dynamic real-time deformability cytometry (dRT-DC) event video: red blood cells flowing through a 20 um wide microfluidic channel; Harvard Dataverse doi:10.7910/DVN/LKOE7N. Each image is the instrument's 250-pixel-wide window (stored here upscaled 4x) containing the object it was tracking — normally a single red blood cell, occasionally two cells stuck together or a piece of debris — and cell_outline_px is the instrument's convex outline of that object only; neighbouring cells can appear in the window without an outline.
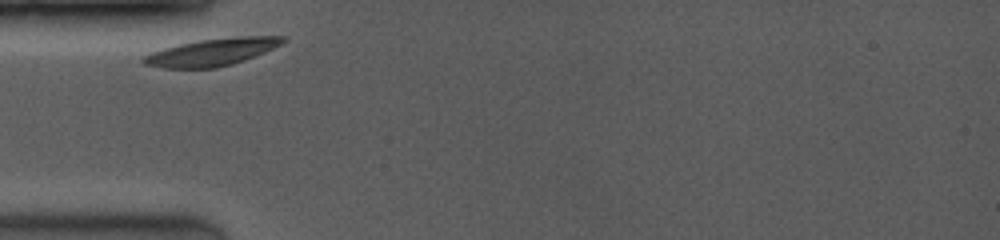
{"species": "common noctule bat (a hibernating species)", "species_latin": "Nyctalus noctula", "temperature_condition": "room temperature", "stored_images_in_passage": 5, "camera_frame_rate_fps": 3500, "um_per_image_px": 0.085, "animal": {"sex": "female", "body_mass_g": 19.0, "forearm_length_mm": 53.3}, "frame": {"image": 1, "passage_image": 1, "time_ms": 0.0, "image_size_px": [1000, 240], "cell_outline_px": [[288, 40], [264, 52], [244, 60], [232, 64], [216, 68], [160, 68], [144, 64], [140, 60], [140, 56], [164, 48], [180, 44], [200, 40], [236, 36], [288, 36]], "centroid_in_image_um": [17.99, 4.43], "position_along_channel_um": 67.0, "area_um2": 22.2}}
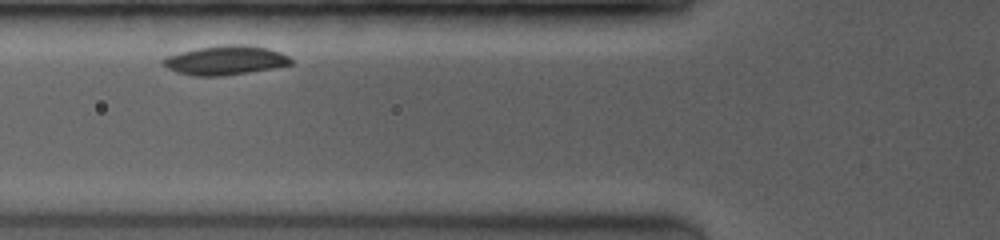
{"frame": {"image": 2, "passage_image": 4, "time_ms": 1.143, "image_size_px": [1000, 240], "cell_outline_px": [[292, 64], [272, 68], [248, 72], [220, 76], [196, 76], [176, 72], [168, 68], [160, 60], [164, 56], [196, 48], [220, 44], [248, 44], [268, 48], [280, 52], [288, 56], [292, 60]], "centroid_in_image_um": [19.13, 5.1], "position_along_channel_um": 106.7, "area_um2": 21.91}}